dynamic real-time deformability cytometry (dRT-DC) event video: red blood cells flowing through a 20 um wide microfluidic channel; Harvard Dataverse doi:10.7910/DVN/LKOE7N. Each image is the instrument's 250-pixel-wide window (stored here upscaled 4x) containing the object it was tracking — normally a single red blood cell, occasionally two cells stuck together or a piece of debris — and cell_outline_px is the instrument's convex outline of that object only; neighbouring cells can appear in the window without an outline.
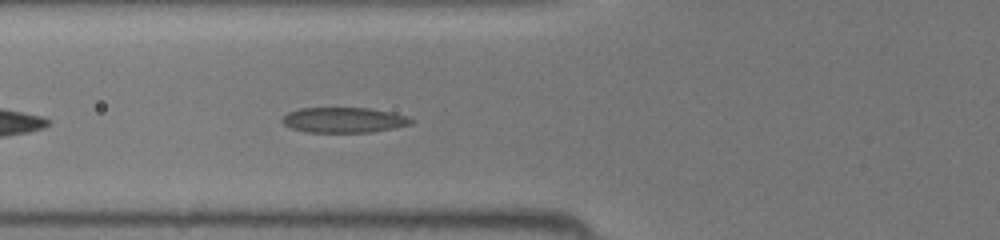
{"species": "common noctule bat (a hibernating species)", "species_latin": "Nyctalus noctula", "temperature_condition": "room temperature", "stored_images_in_passage": 22, "camera_frame_rate_fps": 3000, "um_per_image_px": 0.085, "animal": {"sex": "female", "body_mass_g": 19.5, "forearm_length_mm": 54.1}, "frame": {"image": 1, "passage_image": 5, "time_ms": 1.333, "image_size_px": [1000, 240], "cell_outline_px": [[416, 120], [412, 124], [372, 132], [308, 132], [292, 128], [284, 124], [280, 120], [288, 112], [300, 108], [368, 108], [392, 112], [408, 116]], "centroid_in_image_um": [29.26, 10.2], "position_along_channel_um": 96.5, "area_um2": 19.02}}
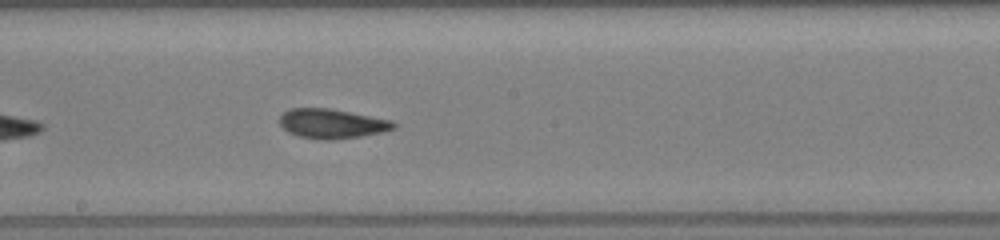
{"frame": {"image": 2, "passage_image": 13, "time_ms": 4.0, "image_size_px": [1000, 240], "cell_outline_px": [[396, 128], [384, 132], [360, 136], [332, 140], [320, 140], [300, 136], [288, 132], [280, 124], [280, 116], [288, 108], [328, 108], [392, 120], [396, 124]], "centroid_in_image_um": [28.22, 10.51], "position_along_channel_um": 220.0, "area_um2": 19.59}}
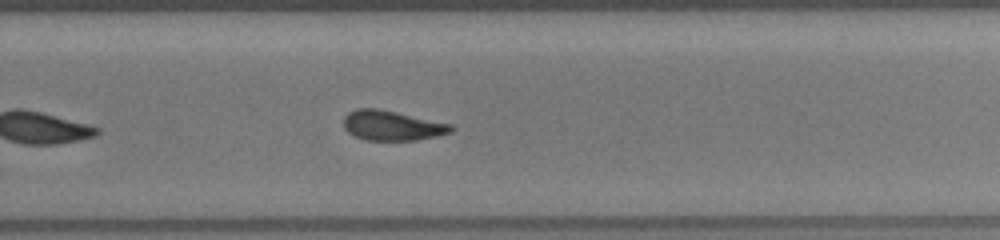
{"frame": {"image": 3, "passage_image": 18, "time_ms": 5.667, "image_size_px": [1000, 240], "cell_outline_px": [[456, 128], [452, 132], [436, 136], [416, 140], [364, 140], [348, 132], [344, 128], [344, 116], [348, 112], [356, 108], [380, 108], [452, 124]], "centroid_in_image_um": [33.34, 10.66], "position_along_channel_um": 296.5, "area_um2": 18.9}}